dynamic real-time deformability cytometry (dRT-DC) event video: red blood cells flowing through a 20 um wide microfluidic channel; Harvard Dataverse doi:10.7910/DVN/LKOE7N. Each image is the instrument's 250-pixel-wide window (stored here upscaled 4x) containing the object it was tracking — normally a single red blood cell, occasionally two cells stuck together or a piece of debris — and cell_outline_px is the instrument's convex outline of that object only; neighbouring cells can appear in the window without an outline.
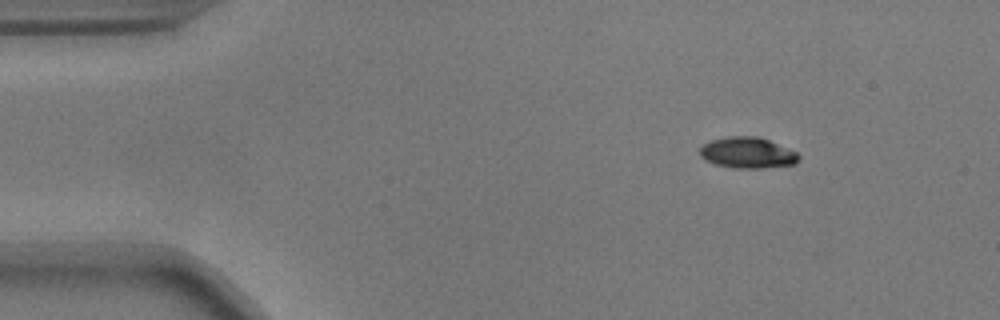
{"species": "common noctule bat (a hibernating species)", "species_latin": "Nyctalus noctula", "temperature_condition": "warm", "stored_images_in_passage": 8, "camera_frame_rate_fps": 3000, "um_per_image_px": 0.085, "animal": {"sex": "male", "body_mass_g": 17.9}, "frame": {"image": 1, "passage_image": 1, "time_ms": 0.0, "image_size_px": [1000, 320], "cell_outline_px": [[800, 160], [796, 164], [760, 168], [732, 168], [716, 164], [704, 160], [700, 156], [700, 148], [704, 144], [712, 140], [732, 136], [756, 136], [768, 140], [796, 152], [800, 156]], "centroid_in_image_um": [63.54, 13.0], "position_along_channel_um": 21.5, "area_um2": 17.74}}